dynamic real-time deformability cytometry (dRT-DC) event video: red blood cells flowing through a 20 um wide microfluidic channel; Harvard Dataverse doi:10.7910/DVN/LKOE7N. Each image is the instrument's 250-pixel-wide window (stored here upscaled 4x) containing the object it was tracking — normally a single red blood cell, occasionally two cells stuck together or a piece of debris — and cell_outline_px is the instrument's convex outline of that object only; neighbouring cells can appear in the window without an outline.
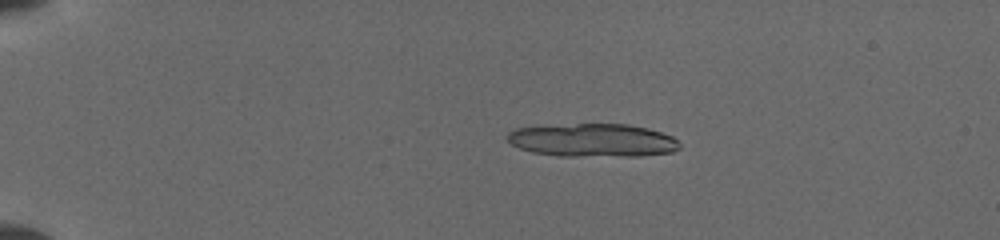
{"species": "common noctule bat (a hibernating species)", "species_latin": "Nyctalus noctula", "temperature_condition": "cold", "stored_images_in_passage": 14, "camera_frame_rate_fps": 3000, "um_per_image_px": 0.085, "animal": {"sex": "female", "body_mass_g": 19.5, "forearm_length_mm": 54.1}, "frame": {"image": 1, "passage_image": 5, "time_ms": 3.0, "image_size_px": [1000, 240], "cell_outline_px": [[680, 148], [672, 152], [640, 156], [560, 156], [532, 152], [520, 148], [512, 144], [508, 140], [508, 132], [516, 128], [576, 124], [628, 124], [648, 128], [672, 136], [680, 144]], "centroid_in_image_um": [50.42, 11.93], "position_along_channel_um": 34.6, "area_um2": 33.23}}